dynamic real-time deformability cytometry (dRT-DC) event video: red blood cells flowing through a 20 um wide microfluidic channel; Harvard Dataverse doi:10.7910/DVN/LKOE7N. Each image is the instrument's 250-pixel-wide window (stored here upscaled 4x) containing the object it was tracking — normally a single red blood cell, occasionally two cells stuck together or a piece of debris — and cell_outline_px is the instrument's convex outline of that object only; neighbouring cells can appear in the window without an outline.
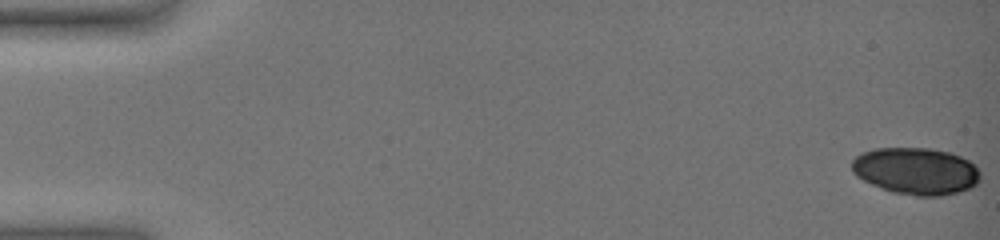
{"species": "common noctule bat (a hibernating species)", "species_latin": "Nyctalus noctula", "temperature_condition": "warm", "stored_images_in_passage": 56, "camera_frame_rate_fps": 3000, "um_per_image_px": 0.085, "animal": {"sex": "female", "body_mass_g": 19.0, "forearm_length_mm": 51.5}, "frame": {"image": 1, "passage_image": 1, "time_ms": 0.0, "image_size_px": [1000, 240], "cell_outline_px": [[980, 180], [972, 188], [960, 192], [940, 196], [916, 196], [892, 192], [880, 188], [856, 176], [852, 172], [852, 160], [856, 156], [864, 152], [876, 148], [928, 148], [952, 152], [968, 160], [980, 172]], "centroid_in_image_um": [77.87, 14.54], "position_along_channel_um": 7.1, "area_um2": 35.32}}